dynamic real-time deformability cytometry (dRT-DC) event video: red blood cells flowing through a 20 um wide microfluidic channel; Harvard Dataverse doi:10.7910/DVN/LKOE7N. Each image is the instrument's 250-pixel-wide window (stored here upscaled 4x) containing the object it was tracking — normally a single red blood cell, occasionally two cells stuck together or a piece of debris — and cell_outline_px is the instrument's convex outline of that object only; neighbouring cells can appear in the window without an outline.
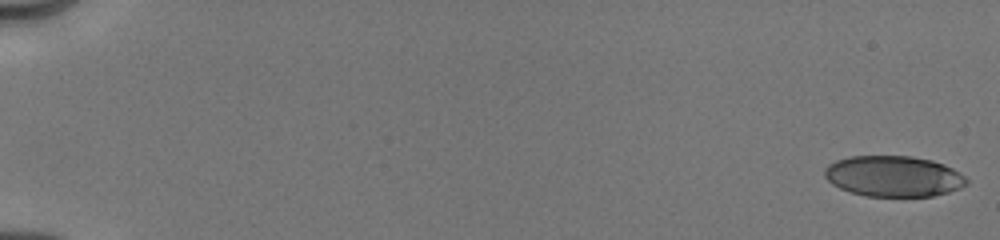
{"species": "human", "species_latin": "Homo sapiens", "temperature_condition": "cold", "stored_images_in_passage": 27, "camera_frame_rate_fps": 3000, "um_per_image_px": 0.085, "donor": {"sex": "male"}, "frame": {"image": 1, "passage_image": 1, "time_ms": 0.0, "image_size_px": [1000, 240], "cell_outline_px": [[968, 184], [960, 188], [948, 192], [932, 196], [864, 196], [840, 188], [832, 184], [824, 176], [824, 168], [828, 164], [836, 160], [848, 156], [912, 156], [932, 160], [944, 164], [960, 172], [968, 180]], "centroid_in_image_um": [75.95, 14.97], "position_along_channel_um": 9.1, "area_um2": 33.93}}
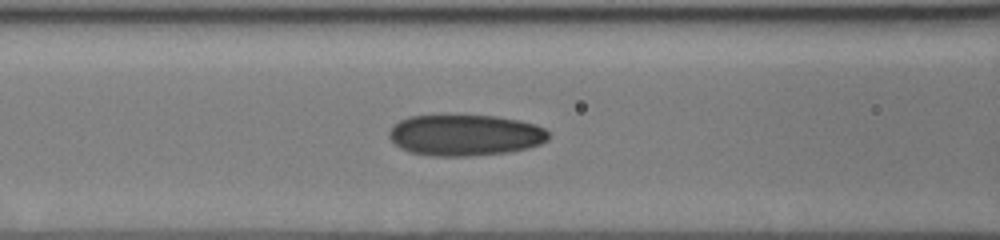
{"frame": {"image": 2, "passage_image": 16, "time_ms": 7.667, "image_size_px": [1000, 240], "cell_outline_px": [[552, 136], [548, 140], [540, 144], [528, 148], [508, 152], [468, 156], [432, 156], [408, 152], [400, 148], [388, 136], [388, 132], [400, 120], [408, 116], [496, 116], [520, 120], [536, 124], [544, 128]], "centroid_in_image_um": [39.57, 11.49], "position_along_channel_um": 127.0, "area_um2": 38.32}}
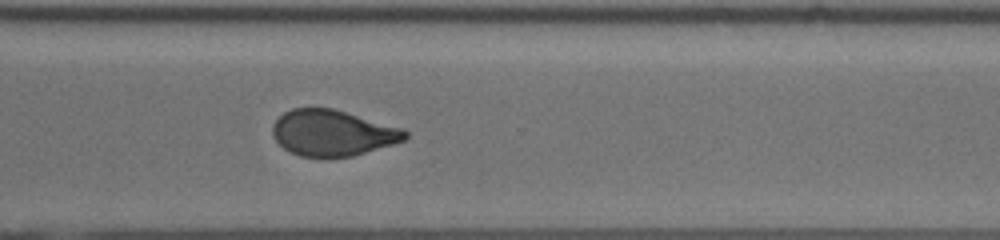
{"frame": {"image": 3, "passage_image": 27, "time_ms": 13.0, "image_size_px": [1000, 240], "cell_outline_px": [[408, 136], [404, 140], [392, 144], [352, 156], [300, 156], [288, 152], [272, 136], [272, 124], [284, 112], [292, 108], [332, 108], [404, 128], [408, 132]], "centroid_in_image_um": [28.26, 11.28], "position_along_channel_um": 342.3, "area_um2": 35.32}}